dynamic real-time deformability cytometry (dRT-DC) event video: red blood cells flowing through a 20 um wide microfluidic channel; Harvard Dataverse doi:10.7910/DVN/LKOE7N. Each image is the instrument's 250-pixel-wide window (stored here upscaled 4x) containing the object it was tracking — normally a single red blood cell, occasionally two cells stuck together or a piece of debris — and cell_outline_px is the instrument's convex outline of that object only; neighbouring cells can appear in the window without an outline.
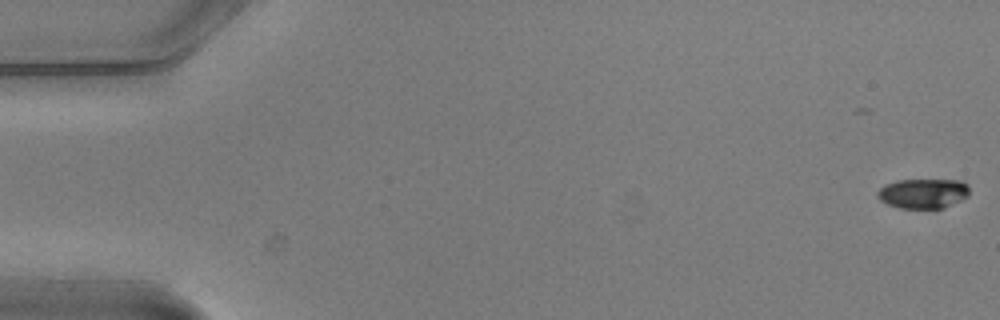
{"species": "common noctule bat (a hibernating species)", "species_latin": "Nyctalus noctula", "temperature_condition": "warm", "stored_images_in_passage": 7, "camera_frame_rate_fps": 3000, "um_per_image_px": 0.085, "animal": {"sex": "male", "body_mass_g": 20.5, "forearm_length_mm": 52.5}, "frame": {"image": 1, "passage_image": 1, "time_ms": 0.0, "image_size_px": [1000, 320], "cell_outline_px": [[968, 196], [944, 208], [900, 208], [888, 204], [880, 200], [876, 196], [876, 192], [884, 184], [896, 180], [960, 180], [968, 184]], "centroid_in_image_um": [78.44, 16.43], "position_along_channel_um": 6.6, "area_um2": 16.01}}
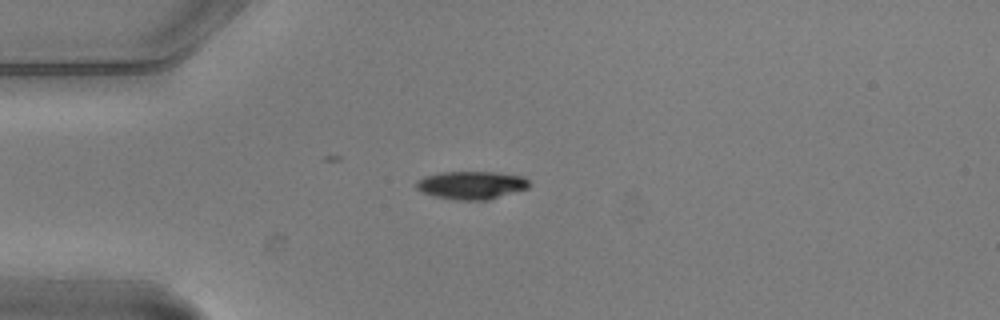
{"frame": {"image": 2, "passage_image": 5, "time_ms": 1.333, "image_size_px": [1000, 320], "cell_outline_px": [[532, 184], [528, 188], [488, 200], [452, 200], [420, 192], [416, 188], [416, 180], [424, 176], [440, 172], [496, 172], [524, 176]], "centroid_in_image_um": [40.06, 15.73], "position_along_channel_um": 44.9, "area_um2": 18.67}}